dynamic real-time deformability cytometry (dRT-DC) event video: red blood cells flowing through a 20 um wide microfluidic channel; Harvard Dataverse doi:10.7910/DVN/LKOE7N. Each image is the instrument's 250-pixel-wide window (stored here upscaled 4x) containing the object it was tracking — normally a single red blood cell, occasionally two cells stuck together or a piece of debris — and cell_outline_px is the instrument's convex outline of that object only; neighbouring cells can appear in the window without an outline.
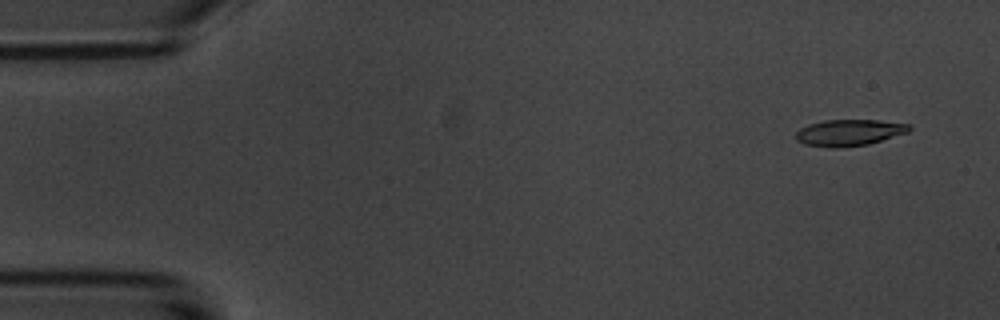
{"species": "common noctule bat (a hibernating species)", "species_latin": "Nyctalus noctula", "temperature_condition": "room temperature", "stored_images_in_passage": 14, "camera_frame_rate_fps": 3000, "um_per_image_px": 0.085, "animal": {"sex": "male", "body_mass_g": 20.1, "forearm_length_mm": 53.5}, "frame": {"image": 1, "passage_image": 2, "time_ms": 0.333, "image_size_px": [1000, 320], "cell_outline_px": [[912, 128], [908, 132], [868, 144], [840, 148], [828, 148], [804, 144], [796, 140], [796, 132], [800, 128], [808, 124], [824, 120], [876, 120], [912, 124]], "centroid_in_image_um": [72.16, 11.27], "position_along_channel_um": 12.8, "area_um2": 17.57}}